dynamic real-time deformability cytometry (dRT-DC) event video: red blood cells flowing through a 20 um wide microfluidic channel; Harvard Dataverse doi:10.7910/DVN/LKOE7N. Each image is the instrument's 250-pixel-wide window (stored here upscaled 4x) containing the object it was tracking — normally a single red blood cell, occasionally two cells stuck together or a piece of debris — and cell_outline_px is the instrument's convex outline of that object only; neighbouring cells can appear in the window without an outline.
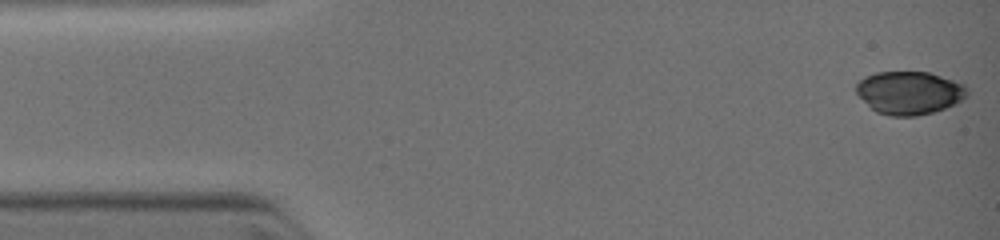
{"species": "common noctule bat (a hibernating species)", "species_latin": "Nyctalus noctula", "temperature_condition": "warm", "stored_images_in_passage": 8, "camera_frame_rate_fps": 3000, "um_per_image_px": 0.085, "animal": {"sex": "female", "body_mass_g": 19.0, "forearm_length_mm": 51.5}, "frame": {"image": 1, "passage_image": 1, "time_ms": 0.0, "image_size_px": [1000, 240], "cell_outline_px": [[968, 96], [944, 108], [932, 112], [916, 116], [888, 116], [876, 112], [856, 92], [856, 84], [864, 76], [876, 72], [928, 72], [964, 84], [968, 88]], "centroid_in_image_um": [77.28, 7.88], "position_along_channel_um": 7.7, "area_um2": 27.63}}
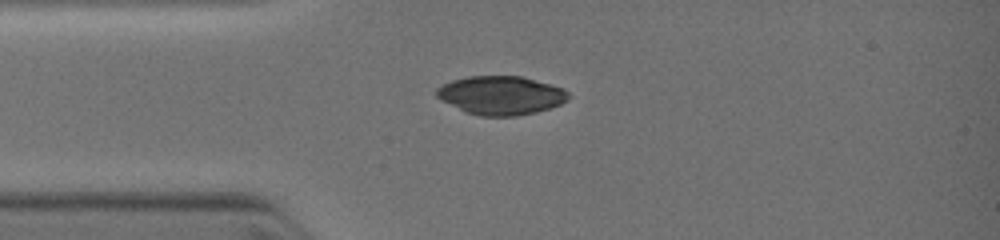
{"frame": {"image": 2, "passage_image": 7, "time_ms": 2.667, "image_size_px": [1000, 240], "cell_outline_px": [[572, 96], [568, 100], [560, 104], [536, 112], [516, 116], [480, 116], [468, 112], [436, 96], [436, 88], [452, 80], [468, 76], [524, 76], [564, 88]], "centroid_in_image_um": [42.65, 8.09], "position_along_channel_um": 42.4, "area_um2": 29.54}}